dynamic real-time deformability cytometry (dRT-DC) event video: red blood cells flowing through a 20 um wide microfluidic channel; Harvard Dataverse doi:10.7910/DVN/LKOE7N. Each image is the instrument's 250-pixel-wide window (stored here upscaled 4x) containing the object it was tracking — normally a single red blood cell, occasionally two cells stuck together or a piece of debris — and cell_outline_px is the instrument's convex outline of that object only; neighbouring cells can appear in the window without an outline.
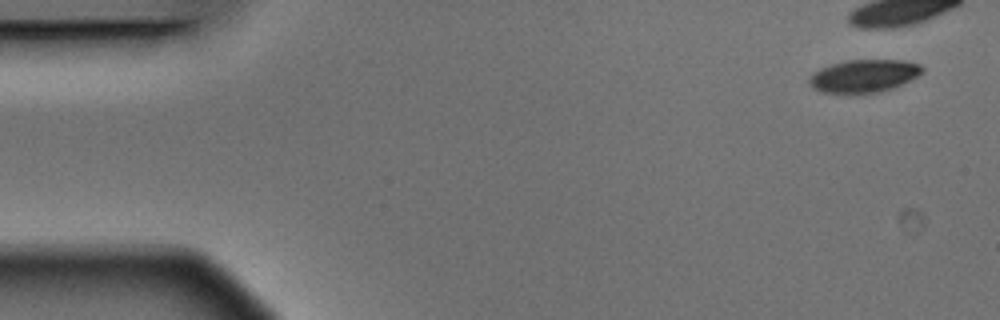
{"species": "Egyptian fruit bat (a non-hibernating species)", "species_latin": "Rousettus aegyptiacus", "temperature_condition": "warm", "stored_images_in_passage": 5, "camera_frame_rate_fps": 3000, "um_per_image_px": 0.085, "animal": {"sex": "male"}, "frame": {"image": 1, "passage_image": 1, "time_ms": 0.0, "image_size_px": [1000, 320], "cell_outline_px": [[924, 68], [916, 76], [892, 88], [880, 92], [824, 92], [812, 88], [808, 84], [808, 76], [820, 68], [832, 64], [848, 60], [904, 60], [920, 64]], "centroid_in_image_um": [73.38, 6.43], "position_along_channel_um": 11.6, "area_um2": 21.21}}
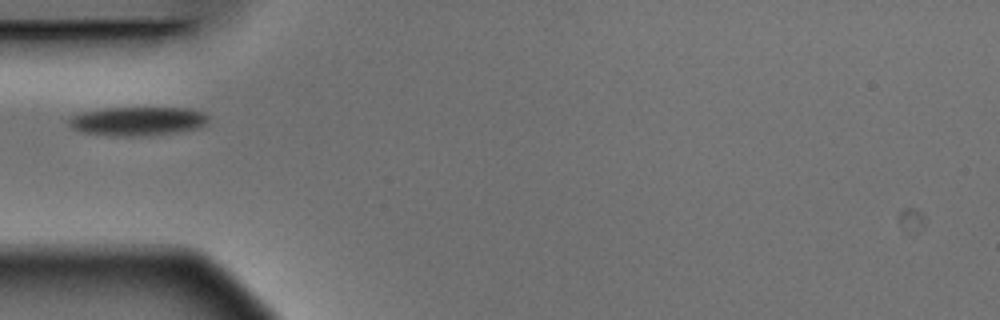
{"frame": {"image": 2, "passage_image": 5, "time_ms": 1.333, "image_size_px": [1000, 320], "cell_outline_px": [[208, 120], [204, 124], [196, 128], [168, 132], [136, 136], [112, 136], [84, 132], [72, 128], [68, 124], [68, 120], [72, 116], [84, 112], [108, 108], [188, 108], [204, 112], [208, 116]], "centroid_in_image_um": [11.67, 10.28], "position_along_channel_um": 73.3, "area_um2": 22.89}}